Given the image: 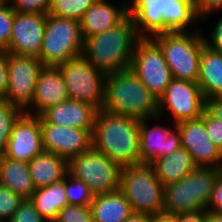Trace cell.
Listing matches in <instances>:
<instances>
[{"mask_svg": "<svg viewBox=\"0 0 222 222\" xmlns=\"http://www.w3.org/2000/svg\"><path fill=\"white\" fill-rule=\"evenodd\" d=\"M205 211L222 213V172L215 180Z\"/></svg>", "mask_w": 222, "mask_h": 222, "instance_id": "obj_37", "label": "cell"}, {"mask_svg": "<svg viewBox=\"0 0 222 222\" xmlns=\"http://www.w3.org/2000/svg\"><path fill=\"white\" fill-rule=\"evenodd\" d=\"M180 132L181 146L191 154L197 167L222 169V152L207 136L204 112L201 118L175 124Z\"/></svg>", "mask_w": 222, "mask_h": 222, "instance_id": "obj_17", "label": "cell"}, {"mask_svg": "<svg viewBox=\"0 0 222 222\" xmlns=\"http://www.w3.org/2000/svg\"><path fill=\"white\" fill-rule=\"evenodd\" d=\"M103 110L141 119L159 118L158 99L130 70L107 74Z\"/></svg>", "mask_w": 222, "mask_h": 222, "instance_id": "obj_4", "label": "cell"}, {"mask_svg": "<svg viewBox=\"0 0 222 222\" xmlns=\"http://www.w3.org/2000/svg\"><path fill=\"white\" fill-rule=\"evenodd\" d=\"M129 68L157 99L173 79L161 49L151 38L137 41Z\"/></svg>", "mask_w": 222, "mask_h": 222, "instance_id": "obj_11", "label": "cell"}, {"mask_svg": "<svg viewBox=\"0 0 222 222\" xmlns=\"http://www.w3.org/2000/svg\"><path fill=\"white\" fill-rule=\"evenodd\" d=\"M149 222H175V218L167 214L149 215Z\"/></svg>", "mask_w": 222, "mask_h": 222, "instance_id": "obj_43", "label": "cell"}, {"mask_svg": "<svg viewBox=\"0 0 222 222\" xmlns=\"http://www.w3.org/2000/svg\"><path fill=\"white\" fill-rule=\"evenodd\" d=\"M23 198L0 184V222H9Z\"/></svg>", "mask_w": 222, "mask_h": 222, "instance_id": "obj_31", "label": "cell"}, {"mask_svg": "<svg viewBox=\"0 0 222 222\" xmlns=\"http://www.w3.org/2000/svg\"><path fill=\"white\" fill-rule=\"evenodd\" d=\"M68 99H70L69 93L58 67L43 66L35 85L34 98L23 112L40 116L48 108ZM30 107L35 108V110ZM28 108L32 109L34 113L31 110L29 111Z\"/></svg>", "mask_w": 222, "mask_h": 222, "instance_id": "obj_19", "label": "cell"}, {"mask_svg": "<svg viewBox=\"0 0 222 222\" xmlns=\"http://www.w3.org/2000/svg\"><path fill=\"white\" fill-rule=\"evenodd\" d=\"M90 207L94 222H125L133 213L131 205L119 189L94 195Z\"/></svg>", "mask_w": 222, "mask_h": 222, "instance_id": "obj_25", "label": "cell"}, {"mask_svg": "<svg viewBox=\"0 0 222 222\" xmlns=\"http://www.w3.org/2000/svg\"><path fill=\"white\" fill-rule=\"evenodd\" d=\"M197 84L205 99L222 97V52L211 49L206 44L200 55Z\"/></svg>", "mask_w": 222, "mask_h": 222, "instance_id": "obj_22", "label": "cell"}, {"mask_svg": "<svg viewBox=\"0 0 222 222\" xmlns=\"http://www.w3.org/2000/svg\"><path fill=\"white\" fill-rule=\"evenodd\" d=\"M151 164L163 186L180 181L197 167L191 154L183 147L159 157Z\"/></svg>", "mask_w": 222, "mask_h": 222, "instance_id": "obj_23", "label": "cell"}, {"mask_svg": "<svg viewBox=\"0 0 222 222\" xmlns=\"http://www.w3.org/2000/svg\"><path fill=\"white\" fill-rule=\"evenodd\" d=\"M151 39L161 49L174 79L198 82L200 55L205 45L200 30L165 32Z\"/></svg>", "mask_w": 222, "mask_h": 222, "instance_id": "obj_6", "label": "cell"}, {"mask_svg": "<svg viewBox=\"0 0 222 222\" xmlns=\"http://www.w3.org/2000/svg\"><path fill=\"white\" fill-rule=\"evenodd\" d=\"M206 222H222V213L206 211Z\"/></svg>", "mask_w": 222, "mask_h": 222, "instance_id": "obj_45", "label": "cell"}, {"mask_svg": "<svg viewBox=\"0 0 222 222\" xmlns=\"http://www.w3.org/2000/svg\"><path fill=\"white\" fill-rule=\"evenodd\" d=\"M205 109L216 119L222 122V97L205 99Z\"/></svg>", "mask_w": 222, "mask_h": 222, "instance_id": "obj_41", "label": "cell"}, {"mask_svg": "<svg viewBox=\"0 0 222 222\" xmlns=\"http://www.w3.org/2000/svg\"><path fill=\"white\" fill-rule=\"evenodd\" d=\"M139 39L128 15L115 27L84 40L82 56L106 75L116 73L130 67Z\"/></svg>", "mask_w": 222, "mask_h": 222, "instance_id": "obj_3", "label": "cell"}, {"mask_svg": "<svg viewBox=\"0 0 222 222\" xmlns=\"http://www.w3.org/2000/svg\"><path fill=\"white\" fill-rule=\"evenodd\" d=\"M47 14L14 13L8 49L10 54L38 58L43 43Z\"/></svg>", "mask_w": 222, "mask_h": 222, "instance_id": "obj_15", "label": "cell"}, {"mask_svg": "<svg viewBox=\"0 0 222 222\" xmlns=\"http://www.w3.org/2000/svg\"><path fill=\"white\" fill-rule=\"evenodd\" d=\"M221 172L218 167H196L180 181L164 186L163 214L176 216L205 211L215 180Z\"/></svg>", "mask_w": 222, "mask_h": 222, "instance_id": "obj_5", "label": "cell"}, {"mask_svg": "<svg viewBox=\"0 0 222 222\" xmlns=\"http://www.w3.org/2000/svg\"><path fill=\"white\" fill-rule=\"evenodd\" d=\"M8 88V53L0 52V99H5Z\"/></svg>", "mask_w": 222, "mask_h": 222, "instance_id": "obj_39", "label": "cell"}, {"mask_svg": "<svg viewBox=\"0 0 222 222\" xmlns=\"http://www.w3.org/2000/svg\"><path fill=\"white\" fill-rule=\"evenodd\" d=\"M57 67L64 78L70 99L89 103L97 110L103 108L105 73L96 69L82 55Z\"/></svg>", "mask_w": 222, "mask_h": 222, "instance_id": "obj_9", "label": "cell"}, {"mask_svg": "<svg viewBox=\"0 0 222 222\" xmlns=\"http://www.w3.org/2000/svg\"><path fill=\"white\" fill-rule=\"evenodd\" d=\"M22 113L20 108L6 99H0V154L5 151L13 124Z\"/></svg>", "mask_w": 222, "mask_h": 222, "instance_id": "obj_30", "label": "cell"}, {"mask_svg": "<svg viewBox=\"0 0 222 222\" xmlns=\"http://www.w3.org/2000/svg\"><path fill=\"white\" fill-rule=\"evenodd\" d=\"M198 16L207 20L209 14L222 10V0H194Z\"/></svg>", "mask_w": 222, "mask_h": 222, "instance_id": "obj_38", "label": "cell"}, {"mask_svg": "<svg viewBox=\"0 0 222 222\" xmlns=\"http://www.w3.org/2000/svg\"><path fill=\"white\" fill-rule=\"evenodd\" d=\"M11 7L18 13L48 14L52 0H8Z\"/></svg>", "mask_w": 222, "mask_h": 222, "instance_id": "obj_34", "label": "cell"}, {"mask_svg": "<svg viewBox=\"0 0 222 222\" xmlns=\"http://www.w3.org/2000/svg\"><path fill=\"white\" fill-rule=\"evenodd\" d=\"M80 21L47 14L42 48L38 59L43 66L64 64L83 53Z\"/></svg>", "mask_w": 222, "mask_h": 222, "instance_id": "obj_8", "label": "cell"}, {"mask_svg": "<svg viewBox=\"0 0 222 222\" xmlns=\"http://www.w3.org/2000/svg\"><path fill=\"white\" fill-rule=\"evenodd\" d=\"M210 36V39L203 36L205 44L211 49L222 52V16L212 29Z\"/></svg>", "mask_w": 222, "mask_h": 222, "instance_id": "obj_40", "label": "cell"}, {"mask_svg": "<svg viewBox=\"0 0 222 222\" xmlns=\"http://www.w3.org/2000/svg\"><path fill=\"white\" fill-rule=\"evenodd\" d=\"M14 13L9 1L0 6V52H5L9 47Z\"/></svg>", "mask_w": 222, "mask_h": 222, "instance_id": "obj_33", "label": "cell"}, {"mask_svg": "<svg viewBox=\"0 0 222 222\" xmlns=\"http://www.w3.org/2000/svg\"><path fill=\"white\" fill-rule=\"evenodd\" d=\"M35 189L61 181L67 173V161L43 151L28 162Z\"/></svg>", "mask_w": 222, "mask_h": 222, "instance_id": "obj_26", "label": "cell"}, {"mask_svg": "<svg viewBox=\"0 0 222 222\" xmlns=\"http://www.w3.org/2000/svg\"><path fill=\"white\" fill-rule=\"evenodd\" d=\"M204 123L207 136L211 142L222 152V122L214 118L206 109L204 110Z\"/></svg>", "mask_w": 222, "mask_h": 222, "instance_id": "obj_36", "label": "cell"}, {"mask_svg": "<svg viewBox=\"0 0 222 222\" xmlns=\"http://www.w3.org/2000/svg\"><path fill=\"white\" fill-rule=\"evenodd\" d=\"M121 169L117 163L93 148L67 162V172L83 180L94 195L118 190Z\"/></svg>", "mask_w": 222, "mask_h": 222, "instance_id": "obj_10", "label": "cell"}, {"mask_svg": "<svg viewBox=\"0 0 222 222\" xmlns=\"http://www.w3.org/2000/svg\"><path fill=\"white\" fill-rule=\"evenodd\" d=\"M8 2V0H0V6L6 4Z\"/></svg>", "mask_w": 222, "mask_h": 222, "instance_id": "obj_46", "label": "cell"}, {"mask_svg": "<svg viewBox=\"0 0 222 222\" xmlns=\"http://www.w3.org/2000/svg\"><path fill=\"white\" fill-rule=\"evenodd\" d=\"M168 111L174 124L202 117L205 98L197 83L172 79L158 99L159 117Z\"/></svg>", "mask_w": 222, "mask_h": 222, "instance_id": "obj_12", "label": "cell"}, {"mask_svg": "<svg viewBox=\"0 0 222 222\" xmlns=\"http://www.w3.org/2000/svg\"><path fill=\"white\" fill-rule=\"evenodd\" d=\"M130 3L128 15L140 38L185 32L188 25L201 19L194 0H132Z\"/></svg>", "mask_w": 222, "mask_h": 222, "instance_id": "obj_2", "label": "cell"}, {"mask_svg": "<svg viewBox=\"0 0 222 222\" xmlns=\"http://www.w3.org/2000/svg\"><path fill=\"white\" fill-rule=\"evenodd\" d=\"M96 0H52L49 15L80 21Z\"/></svg>", "mask_w": 222, "mask_h": 222, "instance_id": "obj_28", "label": "cell"}, {"mask_svg": "<svg viewBox=\"0 0 222 222\" xmlns=\"http://www.w3.org/2000/svg\"><path fill=\"white\" fill-rule=\"evenodd\" d=\"M92 131L93 129L41 124L43 149L68 162L92 148Z\"/></svg>", "mask_w": 222, "mask_h": 222, "instance_id": "obj_14", "label": "cell"}, {"mask_svg": "<svg viewBox=\"0 0 222 222\" xmlns=\"http://www.w3.org/2000/svg\"><path fill=\"white\" fill-rule=\"evenodd\" d=\"M64 187L66 190V197L70 205H91L94 194L83 180L76 179L67 172L64 177Z\"/></svg>", "mask_w": 222, "mask_h": 222, "instance_id": "obj_29", "label": "cell"}, {"mask_svg": "<svg viewBox=\"0 0 222 222\" xmlns=\"http://www.w3.org/2000/svg\"><path fill=\"white\" fill-rule=\"evenodd\" d=\"M175 222H206V211H194L176 216Z\"/></svg>", "mask_w": 222, "mask_h": 222, "instance_id": "obj_42", "label": "cell"}, {"mask_svg": "<svg viewBox=\"0 0 222 222\" xmlns=\"http://www.w3.org/2000/svg\"><path fill=\"white\" fill-rule=\"evenodd\" d=\"M54 222H94L90 206L66 205Z\"/></svg>", "mask_w": 222, "mask_h": 222, "instance_id": "obj_32", "label": "cell"}, {"mask_svg": "<svg viewBox=\"0 0 222 222\" xmlns=\"http://www.w3.org/2000/svg\"><path fill=\"white\" fill-rule=\"evenodd\" d=\"M97 109L89 103L68 99L40 115V124H55L82 129H93Z\"/></svg>", "mask_w": 222, "mask_h": 222, "instance_id": "obj_20", "label": "cell"}, {"mask_svg": "<svg viewBox=\"0 0 222 222\" xmlns=\"http://www.w3.org/2000/svg\"><path fill=\"white\" fill-rule=\"evenodd\" d=\"M140 120L97 110L92 131V148L121 168L139 161Z\"/></svg>", "mask_w": 222, "mask_h": 222, "instance_id": "obj_1", "label": "cell"}, {"mask_svg": "<svg viewBox=\"0 0 222 222\" xmlns=\"http://www.w3.org/2000/svg\"><path fill=\"white\" fill-rule=\"evenodd\" d=\"M119 190L123 193L133 213L163 214L164 186L156 177L150 163H137L123 167Z\"/></svg>", "mask_w": 222, "mask_h": 222, "instance_id": "obj_7", "label": "cell"}, {"mask_svg": "<svg viewBox=\"0 0 222 222\" xmlns=\"http://www.w3.org/2000/svg\"><path fill=\"white\" fill-rule=\"evenodd\" d=\"M30 200L47 222H54L60 210L69 204L64 187V178L49 186L36 189Z\"/></svg>", "mask_w": 222, "mask_h": 222, "instance_id": "obj_27", "label": "cell"}, {"mask_svg": "<svg viewBox=\"0 0 222 222\" xmlns=\"http://www.w3.org/2000/svg\"><path fill=\"white\" fill-rule=\"evenodd\" d=\"M148 120L149 118L140 120L139 161L151 164L159 157L170 154L182 146L180 132L174 123L172 130L159 124L150 128Z\"/></svg>", "mask_w": 222, "mask_h": 222, "instance_id": "obj_18", "label": "cell"}, {"mask_svg": "<svg viewBox=\"0 0 222 222\" xmlns=\"http://www.w3.org/2000/svg\"><path fill=\"white\" fill-rule=\"evenodd\" d=\"M121 7L116 8L108 0H96L84 13L80 20L83 39L107 31L128 16V3L123 1Z\"/></svg>", "mask_w": 222, "mask_h": 222, "instance_id": "obj_21", "label": "cell"}, {"mask_svg": "<svg viewBox=\"0 0 222 222\" xmlns=\"http://www.w3.org/2000/svg\"><path fill=\"white\" fill-rule=\"evenodd\" d=\"M125 222H149V215L144 213H132Z\"/></svg>", "mask_w": 222, "mask_h": 222, "instance_id": "obj_44", "label": "cell"}, {"mask_svg": "<svg viewBox=\"0 0 222 222\" xmlns=\"http://www.w3.org/2000/svg\"><path fill=\"white\" fill-rule=\"evenodd\" d=\"M43 64L38 58L8 53L6 100L22 111L32 102L35 85Z\"/></svg>", "mask_w": 222, "mask_h": 222, "instance_id": "obj_13", "label": "cell"}, {"mask_svg": "<svg viewBox=\"0 0 222 222\" xmlns=\"http://www.w3.org/2000/svg\"><path fill=\"white\" fill-rule=\"evenodd\" d=\"M0 184L9 188L23 199H30L36 190L29 164L13 160L0 154Z\"/></svg>", "mask_w": 222, "mask_h": 222, "instance_id": "obj_24", "label": "cell"}, {"mask_svg": "<svg viewBox=\"0 0 222 222\" xmlns=\"http://www.w3.org/2000/svg\"><path fill=\"white\" fill-rule=\"evenodd\" d=\"M9 222H47L30 199H24Z\"/></svg>", "mask_w": 222, "mask_h": 222, "instance_id": "obj_35", "label": "cell"}, {"mask_svg": "<svg viewBox=\"0 0 222 222\" xmlns=\"http://www.w3.org/2000/svg\"><path fill=\"white\" fill-rule=\"evenodd\" d=\"M44 151L40 116L22 113L14 122L3 156L29 162Z\"/></svg>", "mask_w": 222, "mask_h": 222, "instance_id": "obj_16", "label": "cell"}]
</instances>
